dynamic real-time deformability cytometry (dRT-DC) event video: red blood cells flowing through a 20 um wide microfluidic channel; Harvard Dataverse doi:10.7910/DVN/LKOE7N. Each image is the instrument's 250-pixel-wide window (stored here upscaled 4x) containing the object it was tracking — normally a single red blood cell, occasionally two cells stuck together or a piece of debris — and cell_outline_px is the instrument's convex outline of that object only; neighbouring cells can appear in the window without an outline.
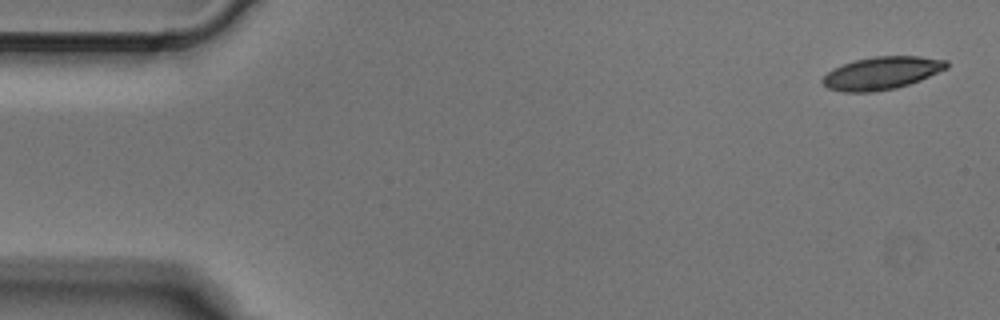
{"species": "Egyptian fruit bat (a non-hibernating species)", "species_latin": "Rousettus aegyptiacus", "temperature_condition": "cold", "stored_images_in_passage": 6, "camera_frame_rate_fps": 3000, "um_per_image_px": 0.085, "animal": {"sex": "male"}, "frame": {"image": 1, "passage_image": 1, "time_ms": 0.0, "image_size_px": [1000, 320], "cell_outline_px": [[948, 68], [920, 80], [896, 88], [872, 92], [840, 92], [828, 88], [820, 80], [832, 68], [856, 60], [876, 56], [920, 56], [948, 60]], "centroid_in_image_um": [74.94, 6.21], "position_along_channel_um": 10.1, "area_um2": 23.64}}
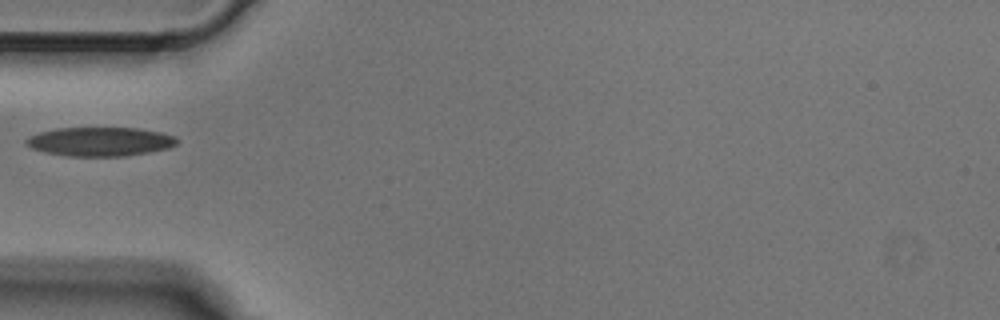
{"frame": {"image": 2, "passage_image": 5, "time_ms": 1.333, "image_size_px": [1000, 320], "cell_outline_px": [[180, 140], [176, 144], [168, 148], [148, 152], [124, 156], [64, 156], [44, 152], [32, 148], [24, 140], [28, 136], [40, 132], [56, 128], [136, 128], [160, 132], [176, 136]], "centroid_in_image_um": [8.51, 12.03], "position_along_channel_um": 76.5, "area_um2": 25.49}}
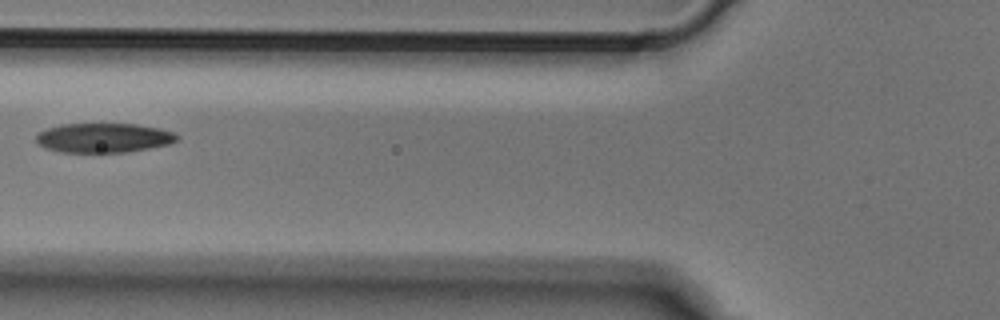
{"frame": {"image": 3, "passage_image": 6, "time_ms": 1.667, "image_size_px": [1000, 320], "cell_outline_px": [[180, 140], [168, 144], [128, 152], [60, 152], [44, 148], [36, 140], [36, 132], [60, 124], [136, 124], [160, 128], [176, 132], [180, 136]], "centroid_in_image_um": [8.83, 11.71], "position_along_channel_um": 117.0, "area_um2": 24.39}}